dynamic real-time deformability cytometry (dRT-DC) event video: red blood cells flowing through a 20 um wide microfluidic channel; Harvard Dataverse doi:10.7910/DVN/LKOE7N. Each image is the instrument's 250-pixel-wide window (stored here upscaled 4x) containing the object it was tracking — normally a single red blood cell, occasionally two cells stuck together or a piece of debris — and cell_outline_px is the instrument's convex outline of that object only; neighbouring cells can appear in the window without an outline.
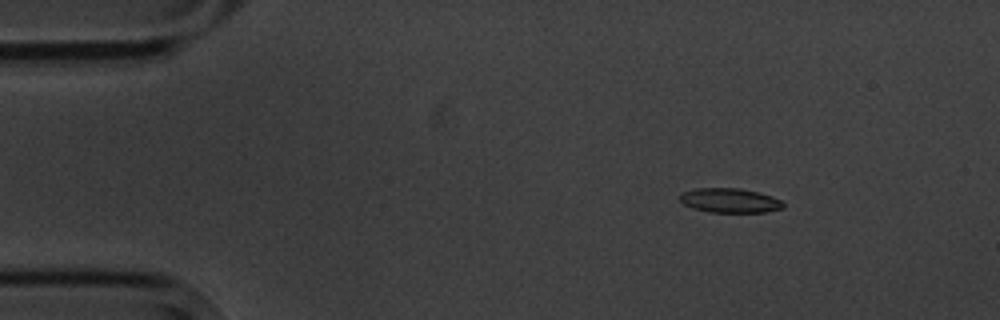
{"species": "common noctule bat (a hibernating species)", "species_latin": "Nyctalus noctula", "temperature_condition": "cold", "stored_images_in_passage": 3, "camera_frame_rate_fps": 3000, "um_per_image_px": 0.085, "animal": {"sex": "male", "body_mass_g": 20.1, "forearm_length_mm": 53.5}, "frame": {"image": 1, "passage_image": 1, "time_ms": 0.0, "image_size_px": [1000, 320], "cell_outline_px": [[784, 208], [764, 212], [708, 212], [692, 208], [684, 204], [680, 200], [680, 192], [696, 188], [740, 188], [772, 196], [780, 200], [784, 204]], "centroid_in_image_um": [62.0, 17.04], "position_along_channel_um": 23.0, "area_um2": 14.74}}